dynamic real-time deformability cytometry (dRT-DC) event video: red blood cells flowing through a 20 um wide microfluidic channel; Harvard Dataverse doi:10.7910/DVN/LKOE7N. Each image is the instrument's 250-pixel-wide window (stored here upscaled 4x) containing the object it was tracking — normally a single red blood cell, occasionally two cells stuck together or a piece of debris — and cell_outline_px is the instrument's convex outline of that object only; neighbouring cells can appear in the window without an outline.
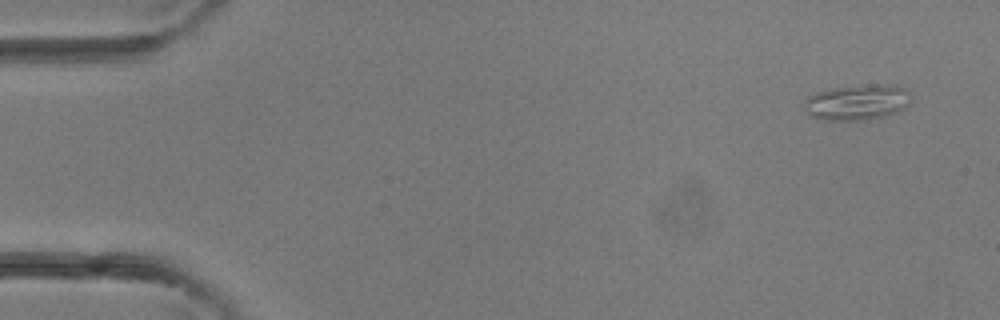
{"species": "common noctule bat (a hibernating species)", "species_latin": "Nyctalus noctula", "temperature_condition": "room temperature", "stored_images_in_passage": 3, "camera_frame_rate_fps": 3000, "um_per_image_px": 0.085, "animal": {"sex": "female"}, "frame": {"image": 1, "passage_image": 1, "time_ms": 0.0, "image_size_px": [1000, 320], "cell_outline_px": [[912, 100], [904, 108], [896, 112], [880, 116], [860, 120], [824, 120], [808, 116], [804, 108], [804, 100], [808, 96], [816, 92], [832, 88], [904, 88], [912, 96]], "centroid_in_image_um": [72.74, 8.76], "position_along_channel_um": 12.3, "area_um2": 20.92}}